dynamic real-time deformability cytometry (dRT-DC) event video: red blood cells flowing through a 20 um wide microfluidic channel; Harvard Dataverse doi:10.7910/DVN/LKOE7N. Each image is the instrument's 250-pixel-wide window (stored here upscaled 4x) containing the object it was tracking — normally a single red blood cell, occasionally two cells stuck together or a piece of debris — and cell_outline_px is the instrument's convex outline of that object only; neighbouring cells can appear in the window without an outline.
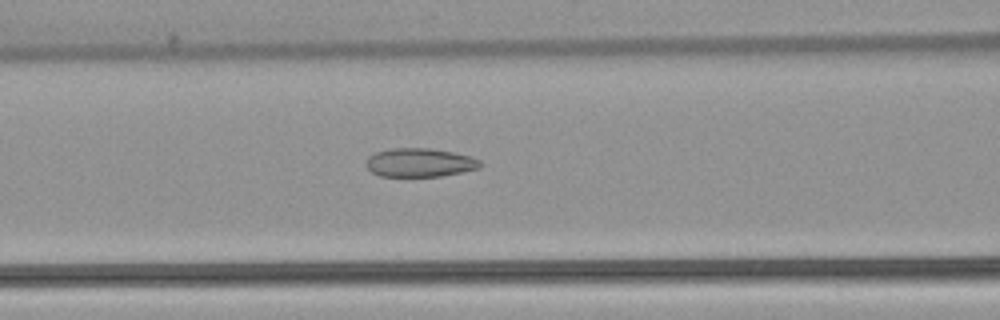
{"species": "common noctule bat (a hibernating species)", "species_latin": "Nyctalus noctula", "temperature_condition": "warm", "stored_images_in_passage": 53, "camera_frame_rate_fps": 3000, "um_per_image_px": 0.085, "animal": {"sex": "female", "body_mass_g": 22.7, "forearm_length_mm": 54.2}, "frame": {"image": 1, "passage_image": 22, "time_ms": 7.0, "image_size_px": [1000, 320], "cell_outline_px": [[484, 164], [480, 168], [440, 176], [380, 176], [372, 172], [364, 164], [368, 156], [376, 152], [392, 148], [432, 148], [472, 156], [480, 160]], "centroid_in_image_um": [35.69, 13.81], "position_along_channel_um": 130.9, "area_um2": 19.19}}
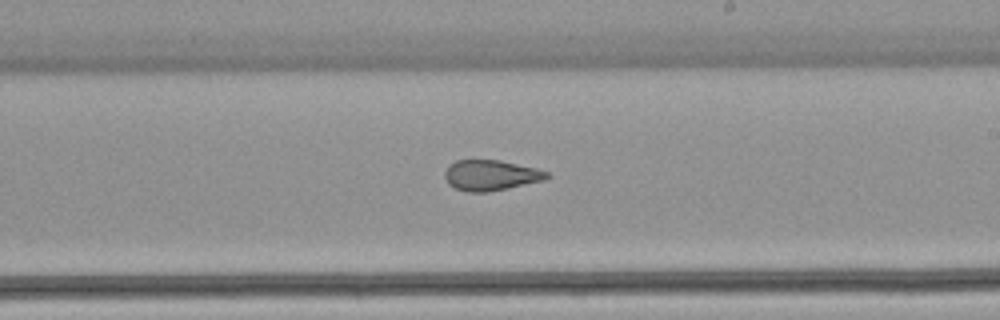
{"frame": {"image": 2, "passage_image": 31, "time_ms": 10.0, "image_size_px": [1000, 320], "cell_outline_px": [[552, 176], [544, 180], [508, 188], [488, 192], [468, 192], [456, 188], [448, 184], [444, 176], [444, 172], [448, 164], [456, 160], [500, 160], [536, 168], [548, 172]], "centroid_in_image_um": [41.7, 14.89], "position_along_channel_um": 247.3, "area_um2": 18.26}}
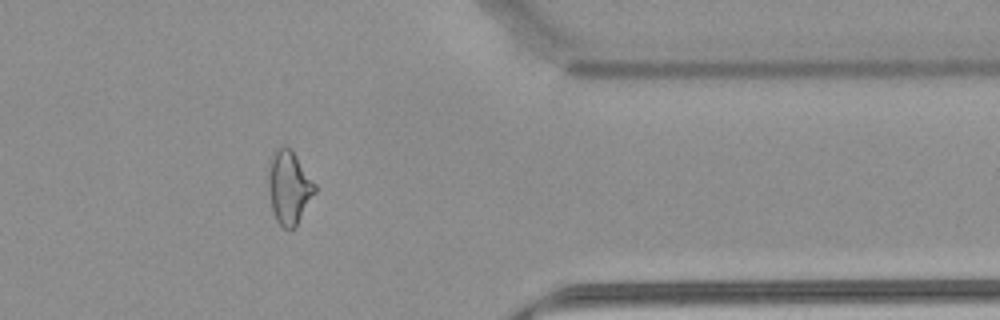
{"frame": {"image": 3, "passage_image": 43, "time_ms": 14.0, "image_size_px": [1000, 320], "cell_outline_px": [[316, 192], [296, 224], [288, 232], [276, 220], [272, 208], [268, 188], [268, 172], [272, 152], [280, 144], [284, 144], [292, 148], [316, 184]], "centroid_in_image_um": [24.56, 15.85], "position_along_channel_um": 386.8, "area_um2": 20.11}, "authors_computed_cell_mechanics": {"area_um2": 21.2704, "velocity_mm_per_s": 3.8863, "shape_relaxation_time_tau1_ms": null, "shape_relaxation_time_tau2_ms": 1.8594, "deformation_change_tau1": null, "deformation_change_tau2": 0.1041}}